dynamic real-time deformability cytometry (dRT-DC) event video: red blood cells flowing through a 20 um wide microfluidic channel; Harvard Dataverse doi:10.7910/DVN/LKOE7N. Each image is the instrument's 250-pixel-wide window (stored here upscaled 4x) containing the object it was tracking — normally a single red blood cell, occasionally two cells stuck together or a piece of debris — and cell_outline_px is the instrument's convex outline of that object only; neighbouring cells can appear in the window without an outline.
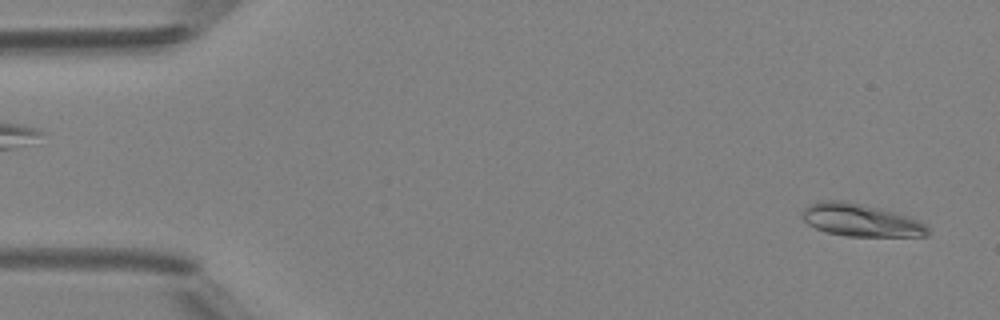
{"species": "Egyptian fruit bat (a non-hibernating species)", "species_latin": "Rousettus aegyptiacus", "temperature_condition": "room temperature", "stored_images_in_passage": 48, "camera_frame_rate_fps": 3000, "um_per_image_px": 0.085, "animal": {"sex": "female"}, "frame": {"image": 1, "passage_image": 2, "time_ms": 0.333, "image_size_px": [1000, 320], "cell_outline_px": [[928, 236], [848, 236], [824, 232], [808, 224], [804, 220], [804, 208], [808, 204], [824, 200], [840, 200], [860, 204], [896, 212], [908, 216], [924, 224], [928, 228]], "centroid_in_image_um": [73.15, 18.72], "position_along_channel_um": 11.9, "area_um2": 23.52}}
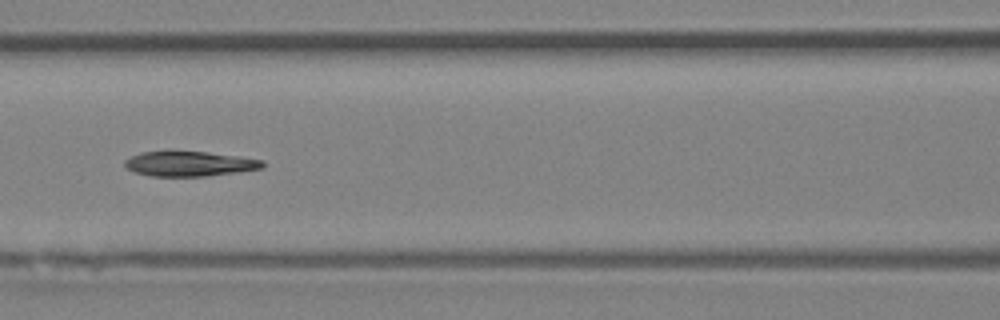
{"frame": {"image": 2, "passage_image": 21, "time_ms": 6.667, "image_size_px": [1000, 320], "cell_outline_px": [[264, 168], [236, 172], [204, 176], [152, 176], [136, 172], [128, 168], [124, 164], [124, 160], [140, 152], [208, 152], [264, 160]], "centroid_in_image_um": [16.13, 13.92], "position_along_channel_um": 150.5, "area_um2": 19.65}}
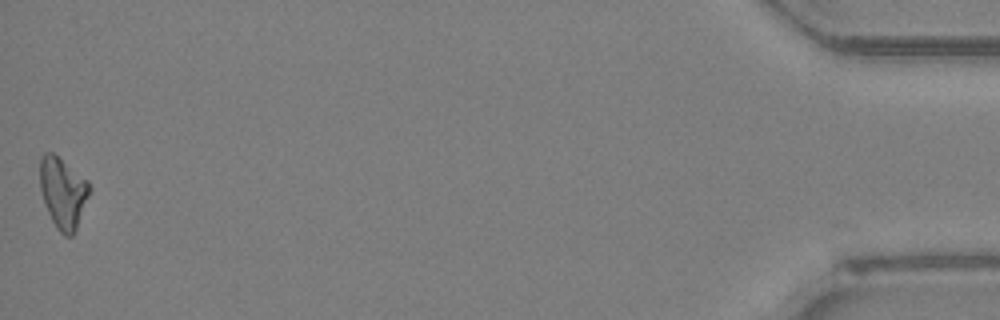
{"frame": {"image": 3, "passage_image": 48, "time_ms": 15.667, "image_size_px": [1000, 320], "cell_outline_px": [[92, 188], [76, 228], [72, 236], [64, 236], [56, 228], [48, 212], [40, 188], [40, 156], [44, 152], [52, 152], [88, 180]], "centroid_in_image_um": [5.36, 16.36], "position_along_channel_um": 429.8, "area_um2": 20.35}}